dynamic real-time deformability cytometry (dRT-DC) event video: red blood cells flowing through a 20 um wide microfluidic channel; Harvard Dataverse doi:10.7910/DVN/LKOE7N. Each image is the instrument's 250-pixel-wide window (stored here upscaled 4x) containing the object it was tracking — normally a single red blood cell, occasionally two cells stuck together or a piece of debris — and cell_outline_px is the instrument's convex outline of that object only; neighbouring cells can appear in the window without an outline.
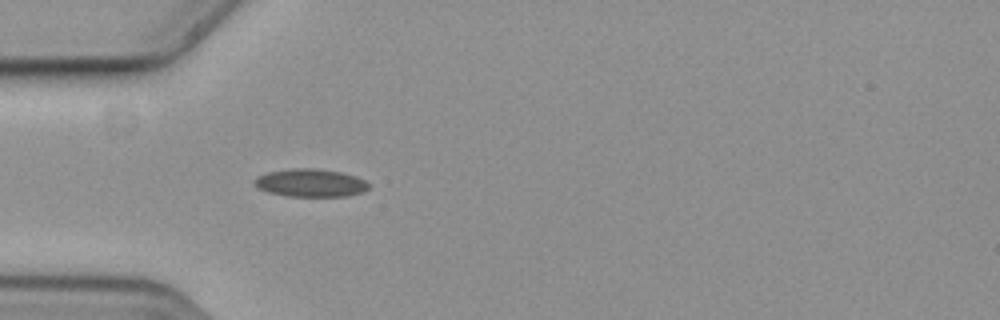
{"species": "common noctule bat (a hibernating species)", "species_latin": "Nyctalus noctula", "temperature_condition": "cold", "stored_images_in_passage": 40, "camera_frame_rate_fps": 3000, "um_per_image_px": 0.085, "animal": {"sex": "female", "body_mass_g": 19.3, "forearm_length_mm": 54.1}, "frame": {"image": 1, "passage_image": 1, "time_ms": 0.0, "image_size_px": [1000, 320], "cell_outline_px": [[368, 188], [364, 192], [348, 196], [284, 196], [268, 192], [256, 188], [252, 184], [252, 180], [256, 176], [268, 172], [296, 168], [312, 168], [340, 172], [364, 180], [368, 184]], "centroid_in_image_um": [26.31, 15.56], "position_along_channel_um": 58.7, "area_um2": 18.61}}
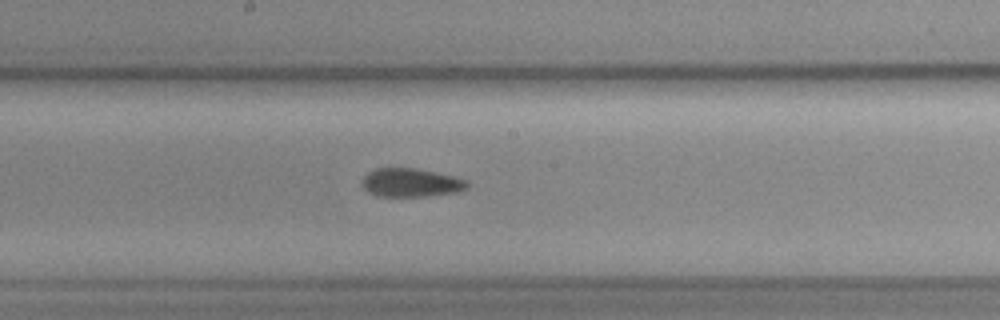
{"frame": {"image": 2, "passage_image": 14, "time_ms": 4.333, "image_size_px": [1000, 320], "cell_outline_px": [[468, 188], [456, 192], [424, 196], [376, 196], [368, 192], [364, 188], [364, 176], [368, 172], [376, 168], [416, 168], [436, 172], [468, 180]], "centroid_in_image_um": [34.94, 15.52], "position_along_channel_um": 213.3, "area_um2": 17.34}}
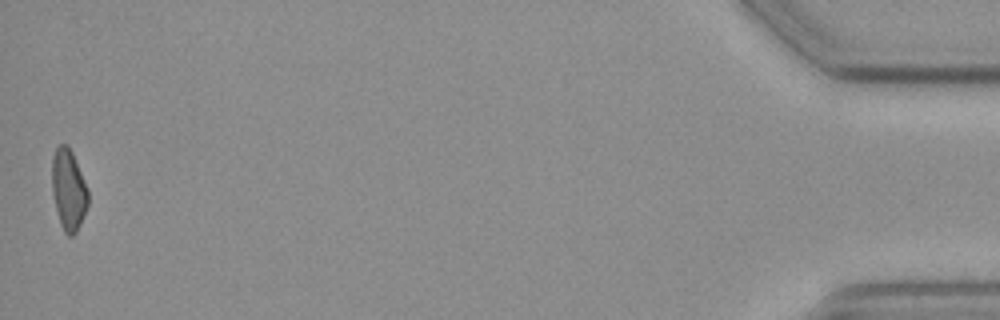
{"frame": {"image": 3, "passage_image": 40, "time_ms": 13.0, "image_size_px": [1000, 320], "cell_outline_px": [[88, 204], [80, 224], [76, 232], [72, 236], [68, 236], [64, 232], [60, 224], [52, 192], [52, 156], [56, 148], [60, 144], [64, 144], [72, 152], [88, 188]], "centroid_in_image_um": [5.82, 16.14], "position_along_channel_um": 429.4, "area_um2": 16.94}, "authors_computed_cell_mechanics": {"area_um2": 17.4556, "velocity_mm_per_s": 3.6627, "shape_relaxation_time_tau1_ms": null, "shape_relaxation_time_tau2_ms": 5.3002, "deformation_change_tau1": null, "deformation_change_tau2": 0.0934}}